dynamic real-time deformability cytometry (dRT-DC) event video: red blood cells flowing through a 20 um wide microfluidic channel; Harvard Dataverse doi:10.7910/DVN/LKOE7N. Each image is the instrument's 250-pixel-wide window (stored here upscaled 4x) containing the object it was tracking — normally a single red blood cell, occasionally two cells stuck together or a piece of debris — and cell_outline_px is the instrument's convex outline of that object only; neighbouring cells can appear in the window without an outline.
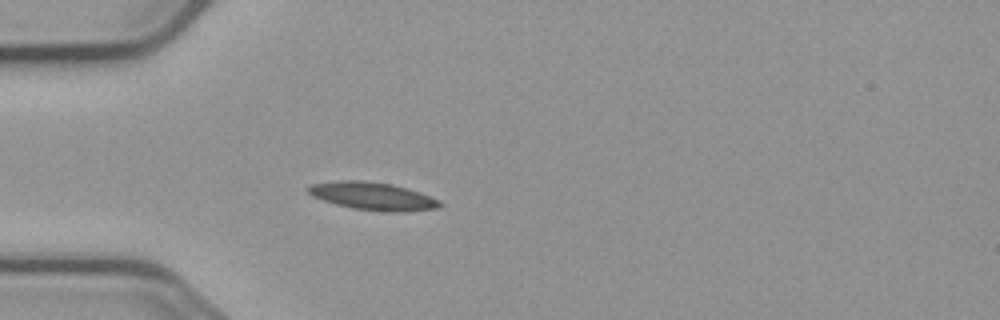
{"species": "common noctule bat (a hibernating species)", "species_latin": "Nyctalus noctula", "temperature_condition": "cold", "stored_images_in_passage": 4, "camera_frame_rate_fps": 3000, "um_per_image_px": 0.085, "animal": {"sex": "male", "body_mass_g": 23.1, "forearm_length_mm": 52.7}, "frame": {"image": 1, "passage_image": 4, "time_ms": 3.333, "image_size_px": [1000, 320], "cell_outline_px": [[444, 204], [436, 208], [400, 212], [388, 212], [352, 208], [336, 204], [312, 196], [304, 188], [312, 184], [336, 180], [364, 180], [392, 184], [408, 188], [420, 192], [440, 200]], "centroid_in_image_um": [31.67, 16.66], "position_along_channel_um": 53.3, "area_um2": 21.44}}